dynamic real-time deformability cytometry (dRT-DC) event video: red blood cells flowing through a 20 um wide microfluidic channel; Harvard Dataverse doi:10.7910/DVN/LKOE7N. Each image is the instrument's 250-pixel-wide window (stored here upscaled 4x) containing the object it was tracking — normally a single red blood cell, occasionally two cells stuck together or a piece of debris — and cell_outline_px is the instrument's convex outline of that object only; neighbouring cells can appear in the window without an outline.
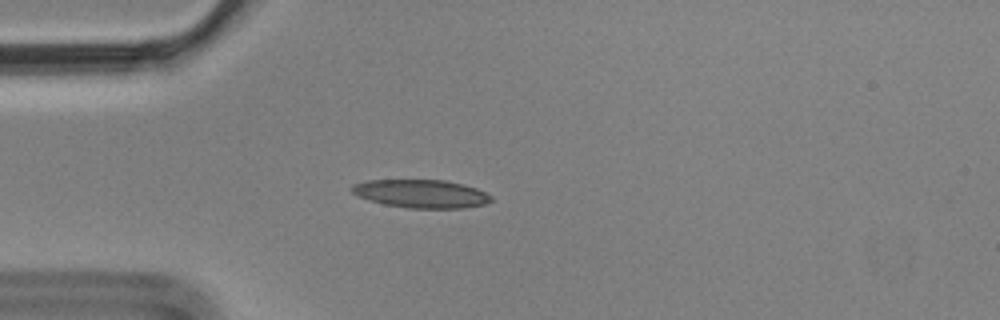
{"species": "Egyptian fruit bat (a non-hibernating species)", "species_latin": "Rousettus aegyptiacus", "temperature_condition": "cold", "stored_images_in_passage": 5, "camera_frame_rate_fps": 3000, "um_per_image_px": 0.085, "animal": {"sex": "male"}, "frame": {"image": 1, "passage_image": 5, "time_ms": 1.333, "image_size_px": [1000, 320], "cell_outline_px": [[492, 200], [484, 204], [464, 208], [408, 208], [384, 204], [368, 200], [352, 192], [352, 184], [368, 180], [444, 180], [464, 184], [476, 188], [492, 196]], "centroid_in_image_um": [35.81, 16.46], "position_along_channel_um": 49.2, "area_um2": 22.83}}